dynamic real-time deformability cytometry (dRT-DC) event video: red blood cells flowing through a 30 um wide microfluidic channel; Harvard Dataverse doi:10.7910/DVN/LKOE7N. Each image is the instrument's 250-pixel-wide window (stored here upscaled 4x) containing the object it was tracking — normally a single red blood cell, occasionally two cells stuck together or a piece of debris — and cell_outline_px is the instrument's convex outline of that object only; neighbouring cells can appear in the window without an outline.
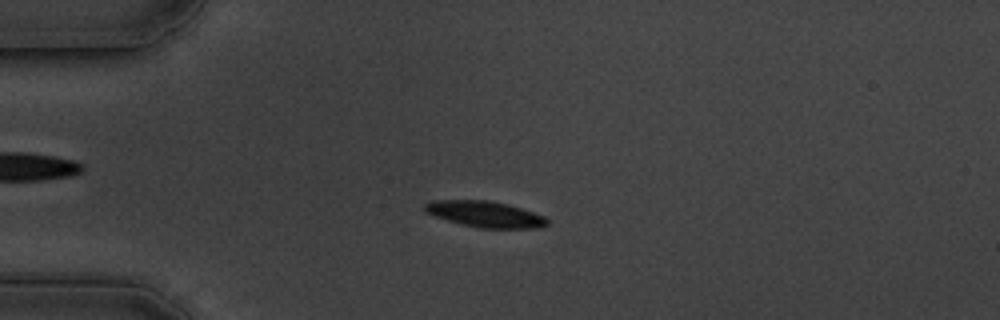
{"species": "common noctule bat (a hibernating species)", "species_latin": "Nyctalus noctula", "temperature_condition": "cold", "stored_images_in_passage": 60, "camera_frame_rate_fps": 3000, "um_per_image_px": 0.085, "animal": {"sex": "male", "body_mass_g": 19.5, "forearm_length_mm": 54.6}, "frame": {"image": 1, "passage_image": 15, "time_ms": 4.667, "image_size_px": [1000, 320], "cell_outline_px": [[548, 224], [540, 228], [480, 228], [448, 220], [424, 212], [424, 204], [432, 200], [488, 200], [508, 204], [544, 216], [548, 220]], "centroid_in_image_um": [41.23, 18.2], "position_along_channel_um": 43.8, "area_um2": 18.44}}
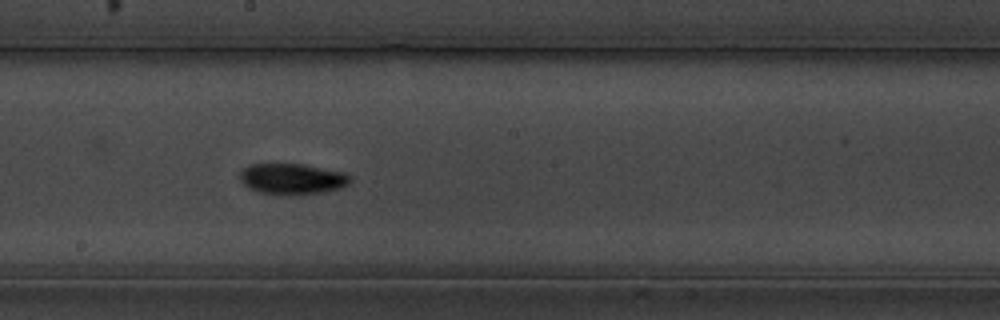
{"frame": {"image": 2, "passage_image": 33, "time_ms": 10.667, "image_size_px": [1000, 320], "cell_outline_px": [[352, 180], [348, 184], [340, 188], [324, 192], [260, 192], [248, 188], [240, 180], [240, 172], [244, 168], [252, 164], [304, 164], [344, 172], [352, 176]], "centroid_in_image_um": [24.87, 15.16], "position_along_channel_um": 223.3, "area_um2": 19.13}}
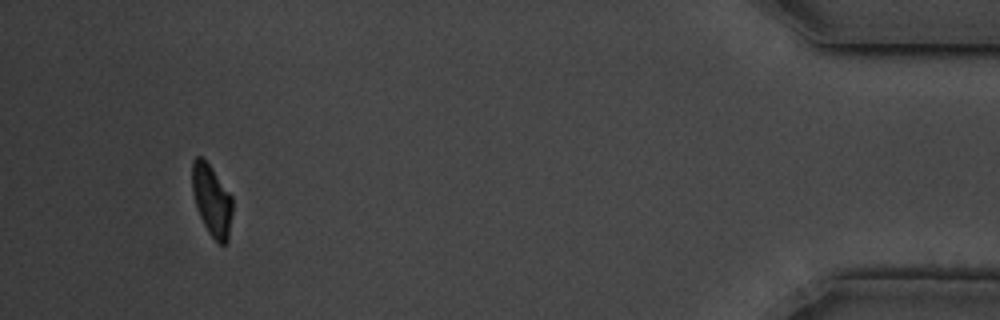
{"frame": {"image": 3, "passage_image": 56, "time_ms": 18.333, "image_size_px": [1000, 320], "cell_outline_px": [[232, 212], [228, 240], [224, 244], [220, 244], [208, 232], [196, 208], [192, 192], [192, 160], [196, 156], [200, 156], [208, 164], [232, 196]], "centroid_in_image_um": [17.99, 17.03], "position_along_channel_um": 417.2, "area_um2": 16.53}, "authors_computed_cell_mechanics": {"area_um2": 18.3515, "velocity_mm_per_s": 3.387, "shape_relaxation_time_tau1_ms": 5.5474, "shape_relaxation_time_tau2_ms": null, "deformation_change_tau1": 0.1582, "deformation_change_tau2": null}}